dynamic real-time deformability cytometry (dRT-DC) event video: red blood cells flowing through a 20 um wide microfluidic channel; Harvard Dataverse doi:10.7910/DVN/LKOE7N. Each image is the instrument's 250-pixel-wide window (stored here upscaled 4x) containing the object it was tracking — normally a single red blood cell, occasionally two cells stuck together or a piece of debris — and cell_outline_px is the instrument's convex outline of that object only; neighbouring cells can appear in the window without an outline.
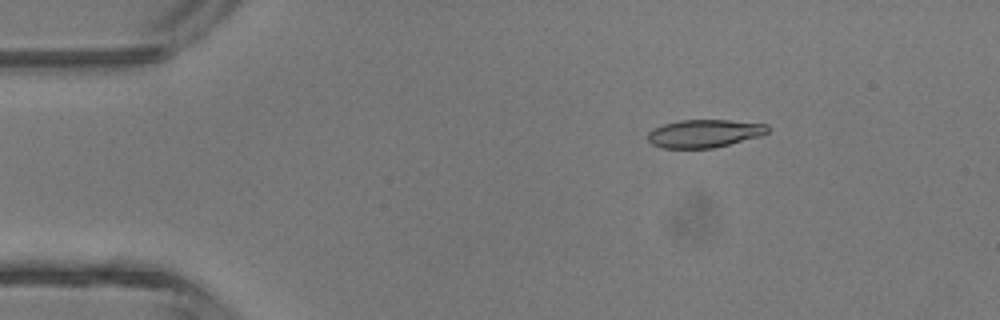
{"species": "common noctule bat (a hibernating species)", "species_latin": "Nyctalus noctula", "temperature_condition": "room temperature", "stored_images_in_passage": 5, "camera_frame_rate_fps": 3000, "um_per_image_px": 0.085, "animal": {"sex": "male", "body_mass_g": 13.3}, "frame": {"image": 1, "passage_image": 2, "time_ms": 2.0, "image_size_px": [1000, 320], "cell_outline_px": [[768, 132], [760, 136], [712, 148], [664, 148], [652, 144], [648, 140], [648, 132], [652, 128], [664, 124], [680, 120], [728, 120], [768, 124]], "centroid_in_image_um": [59.85, 11.34], "position_along_channel_um": 25.2, "area_um2": 19.42}}
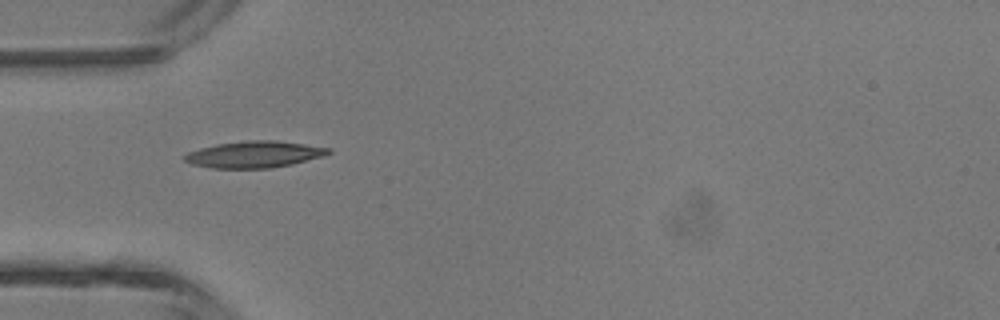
{"frame": {"image": 2, "passage_image": 4, "time_ms": 4.333, "image_size_px": [1000, 320], "cell_outline_px": [[332, 152], [324, 156], [292, 164], [268, 168], [212, 168], [192, 164], [184, 160], [184, 156], [188, 152], [200, 148], [216, 144], [248, 140], [276, 140], [332, 148]], "centroid_in_image_um": [21.64, 13.12], "position_along_channel_um": 63.4, "area_um2": 22.25}}
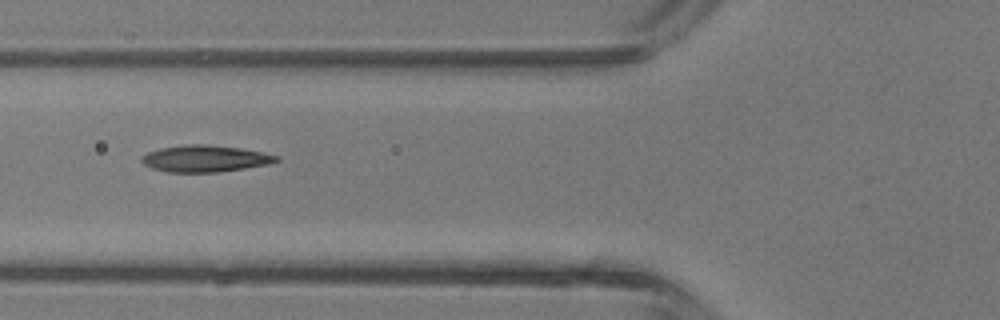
{"frame": {"image": 3, "passage_image": 5, "time_ms": 5.333, "image_size_px": [1000, 320], "cell_outline_px": [[280, 160], [268, 164], [220, 172], [168, 172], [152, 168], [144, 164], [140, 160], [140, 156], [148, 152], [160, 148], [188, 144], [204, 144], [240, 148], [280, 156]], "centroid_in_image_um": [17.41, 13.48], "position_along_channel_um": 108.4, "area_um2": 20.87}}